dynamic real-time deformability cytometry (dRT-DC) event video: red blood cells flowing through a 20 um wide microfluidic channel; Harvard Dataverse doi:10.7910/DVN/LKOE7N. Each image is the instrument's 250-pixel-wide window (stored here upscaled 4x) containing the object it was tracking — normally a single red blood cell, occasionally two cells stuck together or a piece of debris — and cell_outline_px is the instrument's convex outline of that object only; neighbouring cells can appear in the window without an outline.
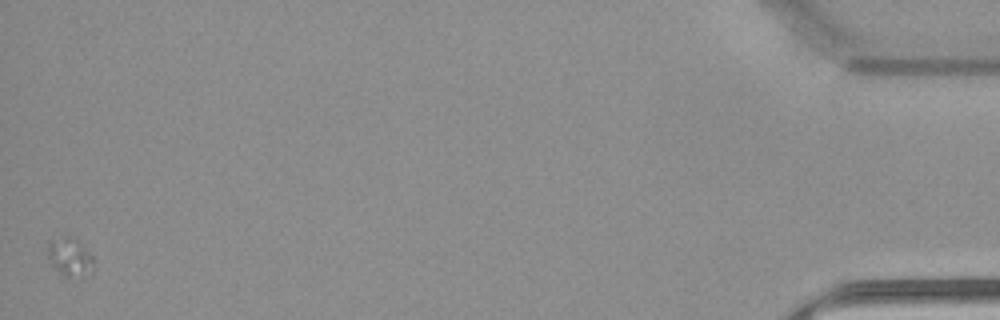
{"species": "common noctule bat (a hibernating species)", "species_latin": "Nyctalus noctula", "temperature_condition": "warm", "stored_images_in_passage": 39, "camera_frame_rate_fps": 3000, "um_per_image_px": 0.085, "animal": {"sex": "female", "body_mass_g": 22.7, "forearm_length_mm": 54.2}, "frame": {"image": 1, "passage_image": 39, "time_ms": 12.667, "image_size_px": [1000, 320], "cell_outline_px": [[92, 272], [84, 280], [64, 276], [48, 260], [48, 240], [64, 236], [68, 236], [80, 244], [92, 256]], "centroid_in_image_um": [5.94, 21.91], "position_along_channel_um": 429.3, "area_um2": 10.29}}